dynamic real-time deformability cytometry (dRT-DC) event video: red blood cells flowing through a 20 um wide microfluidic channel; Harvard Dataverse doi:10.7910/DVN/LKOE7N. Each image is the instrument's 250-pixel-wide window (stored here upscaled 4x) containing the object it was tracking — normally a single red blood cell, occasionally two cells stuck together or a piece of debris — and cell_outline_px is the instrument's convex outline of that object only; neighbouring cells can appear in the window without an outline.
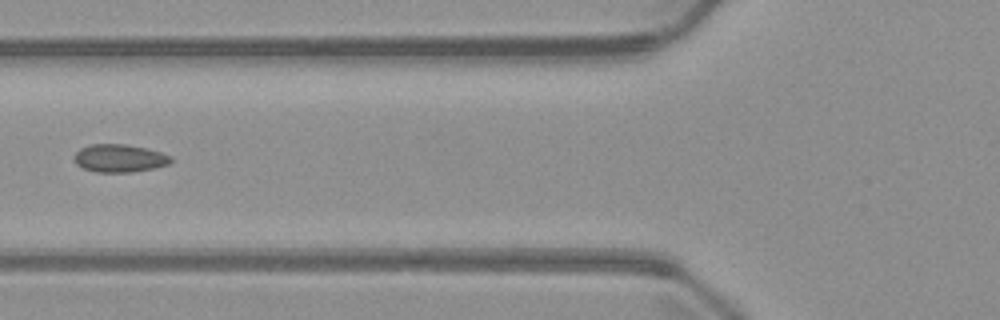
{"species": "common noctule bat (a hibernating species)", "species_latin": "Nyctalus noctula", "temperature_condition": "warm", "stored_images_in_passage": 5, "camera_frame_rate_fps": 3000, "um_per_image_px": 0.085, "animal": {"sex": "male", "body_mass_g": 23.1, "forearm_length_mm": 52.7}, "frame": {"image": 1, "passage_image": 5, "time_ms": 5.667, "image_size_px": [1000, 320], "cell_outline_px": [[172, 160], [168, 164], [156, 168], [132, 172], [96, 172], [84, 168], [76, 164], [72, 156], [80, 148], [92, 144], [124, 144], [148, 148], [172, 156]], "centroid_in_image_um": [10.15, 13.45], "position_along_channel_um": 115.6, "area_um2": 15.84}}